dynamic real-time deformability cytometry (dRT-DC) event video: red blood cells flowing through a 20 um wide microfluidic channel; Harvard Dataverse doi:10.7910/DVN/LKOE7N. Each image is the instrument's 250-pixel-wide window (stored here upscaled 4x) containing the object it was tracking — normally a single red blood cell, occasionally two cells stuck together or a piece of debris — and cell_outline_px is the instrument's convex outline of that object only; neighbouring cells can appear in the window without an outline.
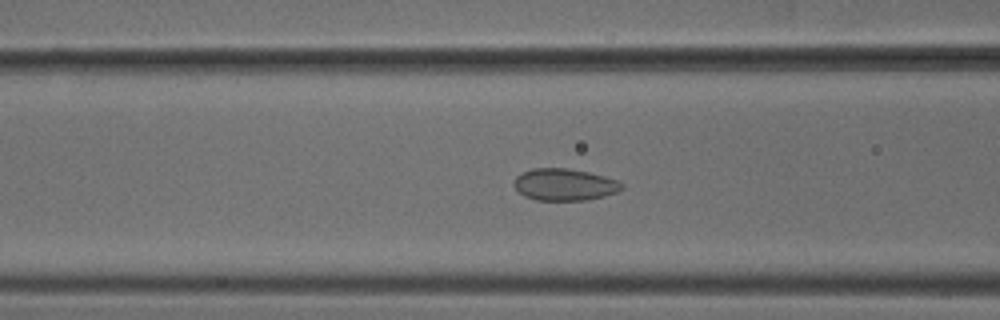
{"species": "common noctule bat (a hibernating species)", "species_latin": "Nyctalus noctula", "temperature_condition": "cold", "stored_images_in_passage": 47, "camera_frame_rate_fps": 3000, "um_per_image_px": 0.085, "animal": {"sex": "male", "body_mass_g": 18.8}, "frame": {"image": 1, "passage_image": 20, "time_ms": 6.333, "image_size_px": [1000, 320], "cell_outline_px": [[624, 188], [616, 192], [604, 196], [588, 200], [536, 200], [524, 196], [512, 184], [512, 180], [520, 172], [532, 168], [568, 168], [588, 172], [604, 176], [616, 180], [624, 184]], "centroid_in_image_um": [47.95, 15.68], "position_along_channel_um": 118.7, "area_um2": 20.23}}
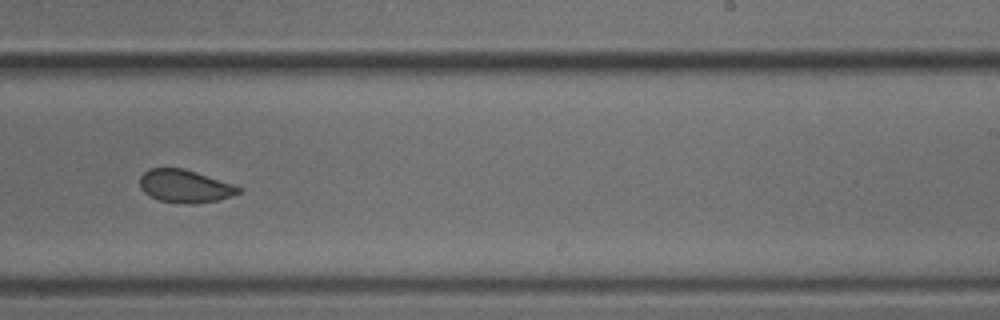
{"frame": {"image": 2, "passage_image": 32, "time_ms": 10.333, "image_size_px": [1000, 320], "cell_outline_px": [[244, 188], [240, 192], [232, 196], [216, 200], [196, 204], [188, 204], [160, 200], [144, 192], [140, 188], [140, 176], [148, 168], [184, 168]], "centroid_in_image_um": [15.72, 15.82], "position_along_channel_um": 273.3, "area_um2": 18.79}}
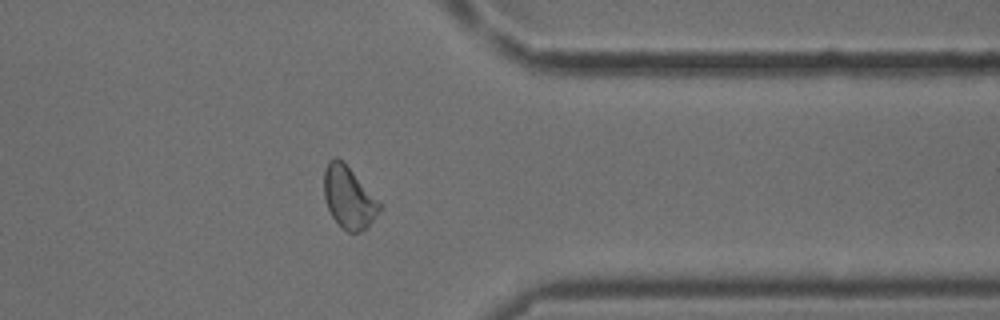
{"frame": {"image": 3, "passage_image": 41, "time_ms": 13.333, "image_size_px": [1000, 320], "cell_outline_px": [[384, 204], [368, 228], [360, 232], [348, 232], [332, 216], [328, 208], [324, 196], [324, 168], [328, 160], [336, 156]], "centroid_in_image_um": [29.67, 16.8], "position_along_channel_um": 381.7, "area_um2": 19.94}}